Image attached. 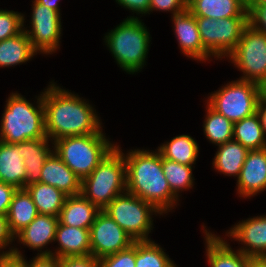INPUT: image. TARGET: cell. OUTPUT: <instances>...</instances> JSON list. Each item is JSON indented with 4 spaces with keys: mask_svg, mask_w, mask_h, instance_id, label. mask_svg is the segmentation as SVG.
Instances as JSON below:
<instances>
[{
    "mask_svg": "<svg viewBox=\"0 0 266 267\" xmlns=\"http://www.w3.org/2000/svg\"><path fill=\"white\" fill-rule=\"evenodd\" d=\"M53 81L42 92L46 135L52 143L62 137L83 136L103 130L100 117L89 101L62 89Z\"/></svg>",
    "mask_w": 266,
    "mask_h": 267,
    "instance_id": "cell-1",
    "label": "cell"
},
{
    "mask_svg": "<svg viewBox=\"0 0 266 267\" xmlns=\"http://www.w3.org/2000/svg\"><path fill=\"white\" fill-rule=\"evenodd\" d=\"M126 191L152 204L159 212H170L180 199L171 191L162 168V155L156 149H133L124 154Z\"/></svg>",
    "mask_w": 266,
    "mask_h": 267,
    "instance_id": "cell-2",
    "label": "cell"
},
{
    "mask_svg": "<svg viewBox=\"0 0 266 267\" xmlns=\"http://www.w3.org/2000/svg\"><path fill=\"white\" fill-rule=\"evenodd\" d=\"M150 36L144 22L133 15L106 33L103 40L118 66L128 74H134L146 65Z\"/></svg>",
    "mask_w": 266,
    "mask_h": 267,
    "instance_id": "cell-3",
    "label": "cell"
},
{
    "mask_svg": "<svg viewBox=\"0 0 266 267\" xmlns=\"http://www.w3.org/2000/svg\"><path fill=\"white\" fill-rule=\"evenodd\" d=\"M35 98H37L36 107L19 93L10 94L2 113L1 141L17 144L27 140L47 138L42 92Z\"/></svg>",
    "mask_w": 266,
    "mask_h": 267,
    "instance_id": "cell-4",
    "label": "cell"
},
{
    "mask_svg": "<svg viewBox=\"0 0 266 267\" xmlns=\"http://www.w3.org/2000/svg\"><path fill=\"white\" fill-rule=\"evenodd\" d=\"M117 144L111 143L101 130L83 136H66L55 140L52 148L61 160L82 180L89 176Z\"/></svg>",
    "mask_w": 266,
    "mask_h": 267,
    "instance_id": "cell-5",
    "label": "cell"
},
{
    "mask_svg": "<svg viewBox=\"0 0 266 267\" xmlns=\"http://www.w3.org/2000/svg\"><path fill=\"white\" fill-rule=\"evenodd\" d=\"M119 145L81 180V195L103 210L115 197L126 192V164Z\"/></svg>",
    "mask_w": 266,
    "mask_h": 267,
    "instance_id": "cell-6",
    "label": "cell"
},
{
    "mask_svg": "<svg viewBox=\"0 0 266 267\" xmlns=\"http://www.w3.org/2000/svg\"><path fill=\"white\" fill-rule=\"evenodd\" d=\"M134 241L151 240L153 215H162L152 204L129 192L115 197L104 209Z\"/></svg>",
    "mask_w": 266,
    "mask_h": 267,
    "instance_id": "cell-7",
    "label": "cell"
},
{
    "mask_svg": "<svg viewBox=\"0 0 266 267\" xmlns=\"http://www.w3.org/2000/svg\"><path fill=\"white\" fill-rule=\"evenodd\" d=\"M207 98L206 103L235 123L257 112L261 98L260 85L238 79L221 86Z\"/></svg>",
    "mask_w": 266,
    "mask_h": 267,
    "instance_id": "cell-8",
    "label": "cell"
},
{
    "mask_svg": "<svg viewBox=\"0 0 266 267\" xmlns=\"http://www.w3.org/2000/svg\"><path fill=\"white\" fill-rule=\"evenodd\" d=\"M228 58L243 72L239 80L260 85L266 79V34L248 24Z\"/></svg>",
    "mask_w": 266,
    "mask_h": 267,
    "instance_id": "cell-9",
    "label": "cell"
},
{
    "mask_svg": "<svg viewBox=\"0 0 266 267\" xmlns=\"http://www.w3.org/2000/svg\"><path fill=\"white\" fill-rule=\"evenodd\" d=\"M203 47L215 59L228 57L241 39L249 17L212 19L195 16Z\"/></svg>",
    "mask_w": 266,
    "mask_h": 267,
    "instance_id": "cell-10",
    "label": "cell"
},
{
    "mask_svg": "<svg viewBox=\"0 0 266 267\" xmlns=\"http://www.w3.org/2000/svg\"><path fill=\"white\" fill-rule=\"evenodd\" d=\"M31 30L23 25L32 47L40 54H53L60 48L62 34L61 15L52 9L32 1Z\"/></svg>",
    "mask_w": 266,
    "mask_h": 267,
    "instance_id": "cell-11",
    "label": "cell"
},
{
    "mask_svg": "<svg viewBox=\"0 0 266 267\" xmlns=\"http://www.w3.org/2000/svg\"><path fill=\"white\" fill-rule=\"evenodd\" d=\"M89 236L91 254L99 259L125 250L134 243V239L103 210L96 215Z\"/></svg>",
    "mask_w": 266,
    "mask_h": 267,
    "instance_id": "cell-12",
    "label": "cell"
},
{
    "mask_svg": "<svg viewBox=\"0 0 266 267\" xmlns=\"http://www.w3.org/2000/svg\"><path fill=\"white\" fill-rule=\"evenodd\" d=\"M227 234V235H226ZM225 236L244 245L238 250L249 257L266 256V215L239 221Z\"/></svg>",
    "mask_w": 266,
    "mask_h": 267,
    "instance_id": "cell-13",
    "label": "cell"
},
{
    "mask_svg": "<svg viewBox=\"0 0 266 267\" xmlns=\"http://www.w3.org/2000/svg\"><path fill=\"white\" fill-rule=\"evenodd\" d=\"M171 18L181 52L186 57L200 62L210 60L212 55L203 47L196 17L188 9H185L172 15Z\"/></svg>",
    "mask_w": 266,
    "mask_h": 267,
    "instance_id": "cell-14",
    "label": "cell"
},
{
    "mask_svg": "<svg viewBox=\"0 0 266 267\" xmlns=\"http://www.w3.org/2000/svg\"><path fill=\"white\" fill-rule=\"evenodd\" d=\"M239 197H252L266 190V148L249 150L237 178Z\"/></svg>",
    "mask_w": 266,
    "mask_h": 267,
    "instance_id": "cell-15",
    "label": "cell"
},
{
    "mask_svg": "<svg viewBox=\"0 0 266 267\" xmlns=\"http://www.w3.org/2000/svg\"><path fill=\"white\" fill-rule=\"evenodd\" d=\"M58 223L59 218L56 216L38 214L15 236V240L18 239L17 242L23 244L24 247L39 251L37 255H52V251L45 246L54 242Z\"/></svg>",
    "mask_w": 266,
    "mask_h": 267,
    "instance_id": "cell-16",
    "label": "cell"
},
{
    "mask_svg": "<svg viewBox=\"0 0 266 267\" xmlns=\"http://www.w3.org/2000/svg\"><path fill=\"white\" fill-rule=\"evenodd\" d=\"M40 182L49 184L67 196L81 193V179L53 151L43 164Z\"/></svg>",
    "mask_w": 266,
    "mask_h": 267,
    "instance_id": "cell-17",
    "label": "cell"
},
{
    "mask_svg": "<svg viewBox=\"0 0 266 267\" xmlns=\"http://www.w3.org/2000/svg\"><path fill=\"white\" fill-rule=\"evenodd\" d=\"M202 227L205 234L206 258L210 267H248L249 256L238 249L234 251L227 240L207 230L206 226Z\"/></svg>",
    "mask_w": 266,
    "mask_h": 267,
    "instance_id": "cell-18",
    "label": "cell"
},
{
    "mask_svg": "<svg viewBox=\"0 0 266 267\" xmlns=\"http://www.w3.org/2000/svg\"><path fill=\"white\" fill-rule=\"evenodd\" d=\"M58 242L52 255L60 257H75L91 255L89 229L57 225L55 240Z\"/></svg>",
    "mask_w": 266,
    "mask_h": 267,
    "instance_id": "cell-19",
    "label": "cell"
},
{
    "mask_svg": "<svg viewBox=\"0 0 266 267\" xmlns=\"http://www.w3.org/2000/svg\"><path fill=\"white\" fill-rule=\"evenodd\" d=\"M187 9L194 16L212 19L249 17L247 0H187Z\"/></svg>",
    "mask_w": 266,
    "mask_h": 267,
    "instance_id": "cell-20",
    "label": "cell"
},
{
    "mask_svg": "<svg viewBox=\"0 0 266 267\" xmlns=\"http://www.w3.org/2000/svg\"><path fill=\"white\" fill-rule=\"evenodd\" d=\"M49 141L52 143L49 138L32 139L19 143V156L24 160L27 171L25 187L40 182L43 164L54 151L50 148Z\"/></svg>",
    "mask_w": 266,
    "mask_h": 267,
    "instance_id": "cell-21",
    "label": "cell"
},
{
    "mask_svg": "<svg viewBox=\"0 0 266 267\" xmlns=\"http://www.w3.org/2000/svg\"><path fill=\"white\" fill-rule=\"evenodd\" d=\"M100 209L81 194L67 196L59 214V222L77 228L90 229Z\"/></svg>",
    "mask_w": 266,
    "mask_h": 267,
    "instance_id": "cell-22",
    "label": "cell"
},
{
    "mask_svg": "<svg viewBox=\"0 0 266 267\" xmlns=\"http://www.w3.org/2000/svg\"><path fill=\"white\" fill-rule=\"evenodd\" d=\"M19 154V143L0 140V182L13 185L17 189H25L27 171Z\"/></svg>",
    "mask_w": 266,
    "mask_h": 267,
    "instance_id": "cell-23",
    "label": "cell"
},
{
    "mask_svg": "<svg viewBox=\"0 0 266 267\" xmlns=\"http://www.w3.org/2000/svg\"><path fill=\"white\" fill-rule=\"evenodd\" d=\"M36 205L26 189H17L7 212L11 233L16 236L38 215Z\"/></svg>",
    "mask_w": 266,
    "mask_h": 267,
    "instance_id": "cell-24",
    "label": "cell"
},
{
    "mask_svg": "<svg viewBox=\"0 0 266 267\" xmlns=\"http://www.w3.org/2000/svg\"><path fill=\"white\" fill-rule=\"evenodd\" d=\"M248 151L247 148L235 140L218 145L212 162L213 167L220 174L238 178Z\"/></svg>",
    "mask_w": 266,
    "mask_h": 267,
    "instance_id": "cell-25",
    "label": "cell"
},
{
    "mask_svg": "<svg viewBox=\"0 0 266 267\" xmlns=\"http://www.w3.org/2000/svg\"><path fill=\"white\" fill-rule=\"evenodd\" d=\"M37 54L23 30L16 36L0 41V68L27 63Z\"/></svg>",
    "mask_w": 266,
    "mask_h": 267,
    "instance_id": "cell-26",
    "label": "cell"
},
{
    "mask_svg": "<svg viewBox=\"0 0 266 267\" xmlns=\"http://www.w3.org/2000/svg\"><path fill=\"white\" fill-rule=\"evenodd\" d=\"M25 189L31 195L39 214L59 217L67 197L66 194L41 182L30 184Z\"/></svg>",
    "mask_w": 266,
    "mask_h": 267,
    "instance_id": "cell-27",
    "label": "cell"
},
{
    "mask_svg": "<svg viewBox=\"0 0 266 267\" xmlns=\"http://www.w3.org/2000/svg\"><path fill=\"white\" fill-rule=\"evenodd\" d=\"M163 158L173 160L180 164L193 166L199 155V146L197 141L189 135L175 136L168 142H165L157 148Z\"/></svg>",
    "mask_w": 266,
    "mask_h": 267,
    "instance_id": "cell-28",
    "label": "cell"
},
{
    "mask_svg": "<svg viewBox=\"0 0 266 267\" xmlns=\"http://www.w3.org/2000/svg\"><path fill=\"white\" fill-rule=\"evenodd\" d=\"M233 140L238 141L248 150L266 148V139L257 112L234 123Z\"/></svg>",
    "mask_w": 266,
    "mask_h": 267,
    "instance_id": "cell-29",
    "label": "cell"
},
{
    "mask_svg": "<svg viewBox=\"0 0 266 267\" xmlns=\"http://www.w3.org/2000/svg\"><path fill=\"white\" fill-rule=\"evenodd\" d=\"M203 124L206 139L216 146L233 140L234 123L215 111L208 103Z\"/></svg>",
    "mask_w": 266,
    "mask_h": 267,
    "instance_id": "cell-30",
    "label": "cell"
},
{
    "mask_svg": "<svg viewBox=\"0 0 266 267\" xmlns=\"http://www.w3.org/2000/svg\"><path fill=\"white\" fill-rule=\"evenodd\" d=\"M153 240L135 241V267H178Z\"/></svg>",
    "mask_w": 266,
    "mask_h": 267,
    "instance_id": "cell-31",
    "label": "cell"
},
{
    "mask_svg": "<svg viewBox=\"0 0 266 267\" xmlns=\"http://www.w3.org/2000/svg\"><path fill=\"white\" fill-rule=\"evenodd\" d=\"M162 168L171 191L179 198V193L191 189L194 184L193 166L180 164L162 157Z\"/></svg>",
    "mask_w": 266,
    "mask_h": 267,
    "instance_id": "cell-32",
    "label": "cell"
},
{
    "mask_svg": "<svg viewBox=\"0 0 266 267\" xmlns=\"http://www.w3.org/2000/svg\"><path fill=\"white\" fill-rule=\"evenodd\" d=\"M25 22L23 13L0 9V41L20 34Z\"/></svg>",
    "mask_w": 266,
    "mask_h": 267,
    "instance_id": "cell-33",
    "label": "cell"
},
{
    "mask_svg": "<svg viewBox=\"0 0 266 267\" xmlns=\"http://www.w3.org/2000/svg\"><path fill=\"white\" fill-rule=\"evenodd\" d=\"M100 267H135V241L127 249L99 259Z\"/></svg>",
    "mask_w": 266,
    "mask_h": 267,
    "instance_id": "cell-34",
    "label": "cell"
},
{
    "mask_svg": "<svg viewBox=\"0 0 266 267\" xmlns=\"http://www.w3.org/2000/svg\"><path fill=\"white\" fill-rule=\"evenodd\" d=\"M187 9V0H150L149 14L152 11L171 12L178 14Z\"/></svg>",
    "mask_w": 266,
    "mask_h": 267,
    "instance_id": "cell-35",
    "label": "cell"
},
{
    "mask_svg": "<svg viewBox=\"0 0 266 267\" xmlns=\"http://www.w3.org/2000/svg\"><path fill=\"white\" fill-rule=\"evenodd\" d=\"M249 24L266 34V4H247Z\"/></svg>",
    "mask_w": 266,
    "mask_h": 267,
    "instance_id": "cell-36",
    "label": "cell"
},
{
    "mask_svg": "<svg viewBox=\"0 0 266 267\" xmlns=\"http://www.w3.org/2000/svg\"><path fill=\"white\" fill-rule=\"evenodd\" d=\"M14 239L15 236L10 231L6 215H0V256L13 254L15 247L11 246V244L13 243ZM6 248L9 250L4 251Z\"/></svg>",
    "mask_w": 266,
    "mask_h": 267,
    "instance_id": "cell-37",
    "label": "cell"
},
{
    "mask_svg": "<svg viewBox=\"0 0 266 267\" xmlns=\"http://www.w3.org/2000/svg\"><path fill=\"white\" fill-rule=\"evenodd\" d=\"M59 267H100L99 258L95 256L60 257Z\"/></svg>",
    "mask_w": 266,
    "mask_h": 267,
    "instance_id": "cell-38",
    "label": "cell"
},
{
    "mask_svg": "<svg viewBox=\"0 0 266 267\" xmlns=\"http://www.w3.org/2000/svg\"><path fill=\"white\" fill-rule=\"evenodd\" d=\"M17 188L13 185L0 182V215H7L14 193Z\"/></svg>",
    "mask_w": 266,
    "mask_h": 267,
    "instance_id": "cell-39",
    "label": "cell"
},
{
    "mask_svg": "<svg viewBox=\"0 0 266 267\" xmlns=\"http://www.w3.org/2000/svg\"><path fill=\"white\" fill-rule=\"evenodd\" d=\"M120 6L125 9H129L133 14L136 15H147L149 14L150 0H115Z\"/></svg>",
    "mask_w": 266,
    "mask_h": 267,
    "instance_id": "cell-40",
    "label": "cell"
},
{
    "mask_svg": "<svg viewBox=\"0 0 266 267\" xmlns=\"http://www.w3.org/2000/svg\"><path fill=\"white\" fill-rule=\"evenodd\" d=\"M0 267H28V261L18 248H14L13 254L0 256Z\"/></svg>",
    "mask_w": 266,
    "mask_h": 267,
    "instance_id": "cell-41",
    "label": "cell"
},
{
    "mask_svg": "<svg viewBox=\"0 0 266 267\" xmlns=\"http://www.w3.org/2000/svg\"><path fill=\"white\" fill-rule=\"evenodd\" d=\"M28 267H59V258L54 255H36L28 262Z\"/></svg>",
    "mask_w": 266,
    "mask_h": 267,
    "instance_id": "cell-42",
    "label": "cell"
},
{
    "mask_svg": "<svg viewBox=\"0 0 266 267\" xmlns=\"http://www.w3.org/2000/svg\"><path fill=\"white\" fill-rule=\"evenodd\" d=\"M257 113L260 117L262 130L266 139V99L260 98Z\"/></svg>",
    "mask_w": 266,
    "mask_h": 267,
    "instance_id": "cell-43",
    "label": "cell"
},
{
    "mask_svg": "<svg viewBox=\"0 0 266 267\" xmlns=\"http://www.w3.org/2000/svg\"><path fill=\"white\" fill-rule=\"evenodd\" d=\"M248 267H266V256L249 257Z\"/></svg>",
    "mask_w": 266,
    "mask_h": 267,
    "instance_id": "cell-44",
    "label": "cell"
},
{
    "mask_svg": "<svg viewBox=\"0 0 266 267\" xmlns=\"http://www.w3.org/2000/svg\"><path fill=\"white\" fill-rule=\"evenodd\" d=\"M38 3L60 13L59 0H36Z\"/></svg>",
    "mask_w": 266,
    "mask_h": 267,
    "instance_id": "cell-45",
    "label": "cell"
},
{
    "mask_svg": "<svg viewBox=\"0 0 266 267\" xmlns=\"http://www.w3.org/2000/svg\"><path fill=\"white\" fill-rule=\"evenodd\" d=\"M261 98L266 99V79L260 84Z\"/></svg>",
    "mask_w": 266,
    "mask_h": 267,
    "instance_id": "cell-46",
    "label": "cell"
},
{
    "mask_svg": "<svg viewBox=\"0 0 266 267\" xmlns=\"http://www.w3.org/2000/svg\"><path fill=\"white\" fill-rule=\"evenodd\" d=\"M247 4H266V0H247Z\"/></svg>",
    "mask_w": 266,
    "mask_h": 267,
    "instance_id": "cell-47",
    "label": "cell"
}]
</instances>
